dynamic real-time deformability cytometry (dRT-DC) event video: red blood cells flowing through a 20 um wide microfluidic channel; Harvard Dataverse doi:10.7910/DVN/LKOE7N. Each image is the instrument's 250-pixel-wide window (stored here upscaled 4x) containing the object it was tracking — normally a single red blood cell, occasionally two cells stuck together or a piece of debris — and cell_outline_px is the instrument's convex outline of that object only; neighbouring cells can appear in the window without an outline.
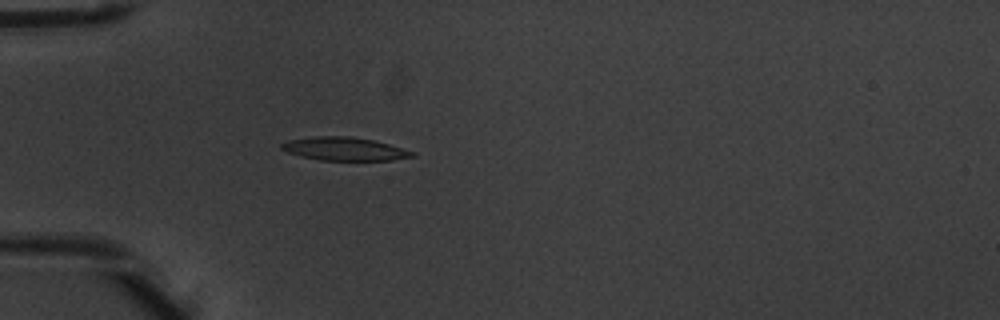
{"species": "common noctule bat (a hibernating species)", "species_latin": "Nyctalus noctula", "temperature_condition": "warm", "stored_images_in_passage": 5, "camera_frame_rate_fps": 3000, "um_per_image_px": 0.085, "animal": {"sex": "male", "body_mass_g": 20.1, "forearm_length_mm": 53.5}, "frame": {"image": 1, "passage_image": 5, "time_ms": 1.333, "image_size_px": [1000, 320], "cell_outline_px": [[416, 156], [392, 160], [320, 160], [300, 156], [288, 152], [280, 148], [280, 144], [288, 140], [316, 136], [348, 136], [372, 140], [388, 144], [416, 152]], "centroid_in_image_um": [29.27, 12.66], "position_along_channel_um": 55.7, "area_um2": 17.63}}